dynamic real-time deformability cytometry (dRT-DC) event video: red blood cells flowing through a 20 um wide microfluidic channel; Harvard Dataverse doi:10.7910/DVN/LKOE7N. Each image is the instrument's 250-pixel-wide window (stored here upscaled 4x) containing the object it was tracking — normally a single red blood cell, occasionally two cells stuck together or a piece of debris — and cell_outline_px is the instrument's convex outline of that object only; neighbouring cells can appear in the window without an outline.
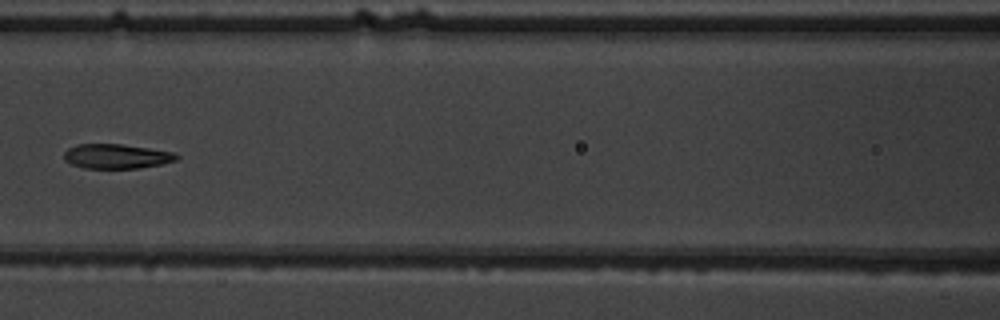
{"species": "common noctule bat (a hibernating species)", "species_latin": "Nyctalus noctula", "temperature_condition": "warm", "stored_images_in_passage": 7, "camera_frame_rate_fps": 3000, "um_per_image_px": 0.085, "animal": {"sex": "male", "body_mass_g": 19.5, "forearm_length_mm": 54.6}, "frame": {"image": 1, "passage_image": 6, "time_ms": 6.667, "image_size_px": [1000, 320], "cell_outline_px": [[180, 156], [176, 160], [160, 164], [140, 168], [84, 168], [72, 164], [64, 160], [64, 152], [68, 148], [76, 144], [120, 144], [148, 148], [172, 152]], "centroid_in_image_um": [9.87, 13.28], "position_along_channel_um": 156.7, "area_um2": 16.01}}
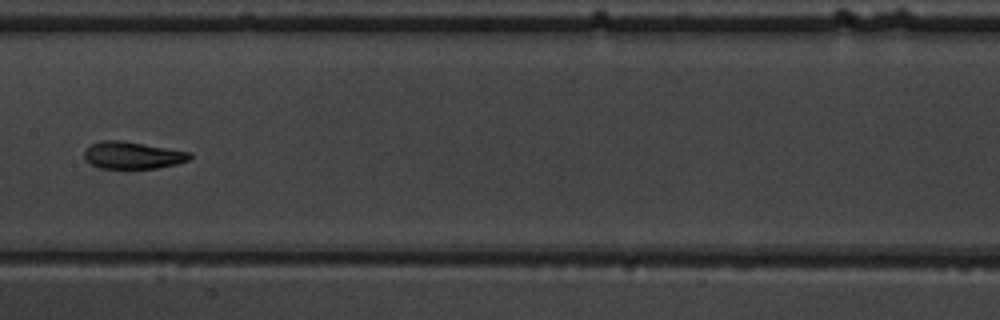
{"frame": {"image": 2, "passage_image": 7, "time_ms": 7.667, "image_size_px": [1000, 320], "cell_outline_px": [[192, 156], [188, 160], [176, 164], [156, 168], [100, 168], [92, 164], [84, 156], [84, 148], [100, 140], [120, 140], [192, 152]], "centroid_in_image_um": [11.27, 13.19], "position_along_channel_um": 196.1, "area_um2": 16.59}}